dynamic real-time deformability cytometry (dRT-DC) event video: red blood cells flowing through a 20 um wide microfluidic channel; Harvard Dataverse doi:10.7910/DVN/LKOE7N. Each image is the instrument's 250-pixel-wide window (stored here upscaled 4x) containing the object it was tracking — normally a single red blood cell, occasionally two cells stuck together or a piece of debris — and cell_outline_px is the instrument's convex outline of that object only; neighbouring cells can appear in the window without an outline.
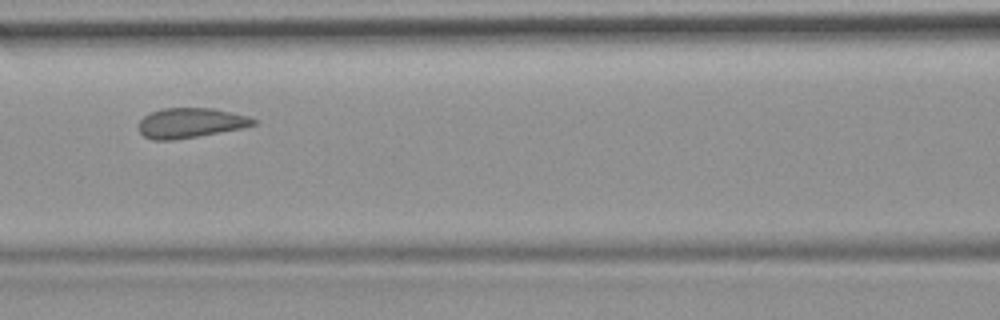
{"species": "common noctule bat (a hibernating species)", "species_latin": "Nyctalus noctula", "temperature_condition": "room temperature", "stored_images_in_passage": 15, "camera_frame_rate_fps": 3000, "um_per_image_px": 0.085, "animal": {"sex": "female", "body_mass_g": 19.9}, "frame": {"image": 1, "passage_image": 7, "time_ms": 8.0, "image_size_px": [1000, 320], "cell_outline_px": [[256, 124], [240, 128], [196, 136], [172, 140], [152, 140], [144, 136], [140, 132], [140, 120], [144, 116], [152, 112], [164, 108], [212, 108], [232, 112], [248, 116], [256, 120]], "centroid_in_image_um": [16.18, 10.44], "position_along_channel_um": 150.4, "area_um2": 19.65}}